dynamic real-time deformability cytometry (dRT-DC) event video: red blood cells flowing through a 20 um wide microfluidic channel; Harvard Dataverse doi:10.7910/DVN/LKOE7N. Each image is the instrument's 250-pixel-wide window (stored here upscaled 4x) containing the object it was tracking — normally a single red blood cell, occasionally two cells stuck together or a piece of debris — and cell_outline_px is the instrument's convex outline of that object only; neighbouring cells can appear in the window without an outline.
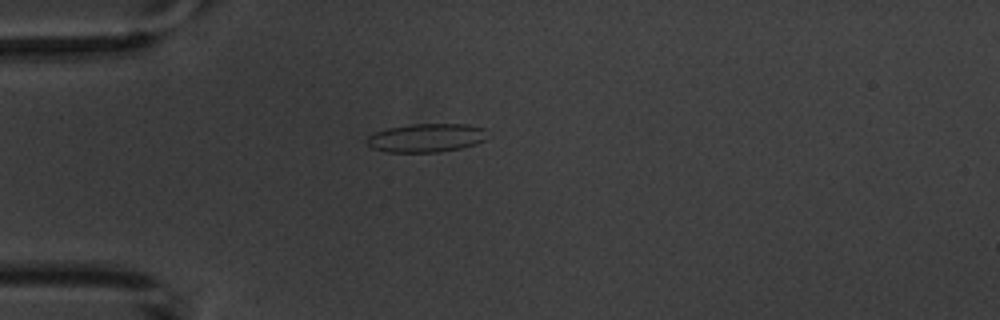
{"species": "common noctule bat (a hibernating species)", "species_latin": "Nyctalus noctula", "temperature_condition": "warm", "stored_images_in_passage": 1, "camera_frame_rate_fps": 3000, "um_per_image_px": 0.085, "animal": {"sex": "male", "body_mass_g": 20.1, "forearm_length_mm": 53.5}, "frame": {"image": 1, "passage_image": 1, "time_ms": 0.0, "image_size_px": [1000, 320], "cell_outline_px": [[492, 136], [476, 144], [460, 148], [440, 152], [388, 152], [372, 148], [364, 144], [364, 140], [368, 136], [376, 132], [388, 128], [408, 124], [468, 124], [484, 128], [492, 132]], "centroid_in_image_um": [36.28, 11.71], "position_along_channel_um": 48.7, "area_um2": 20.58}}